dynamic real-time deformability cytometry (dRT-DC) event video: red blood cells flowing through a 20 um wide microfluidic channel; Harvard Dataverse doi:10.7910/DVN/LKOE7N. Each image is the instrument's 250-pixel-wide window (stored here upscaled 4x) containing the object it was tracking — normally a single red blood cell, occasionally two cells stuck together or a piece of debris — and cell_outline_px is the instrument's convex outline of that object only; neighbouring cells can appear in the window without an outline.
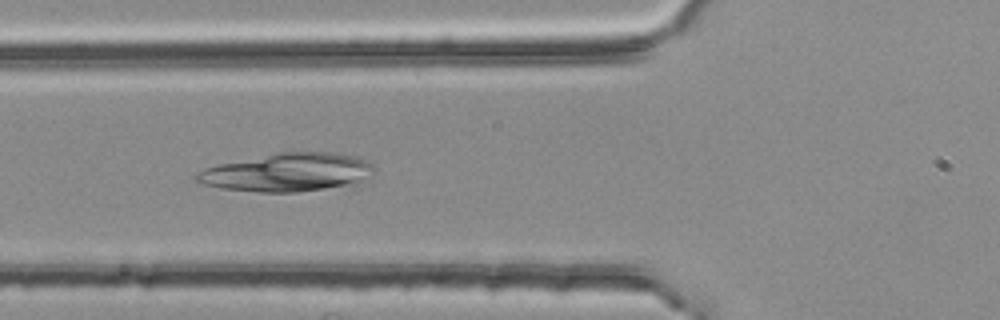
{"species": "common noctule bat (a hibernating species)", "species_latin": "Nyctalus noctula", "temperature_condition": "room temperature", "stored_images_in_passage": 6, "camera_frame_rate_fps": 3000, "um_per_image_px": 0.085, "animal": {"sex": "female", "body_mass_g": 25.1}, "frame": {"image": 1, "passage_image": 5, "time_ms": 1.333, "image_size_px": [1000, 320], "cell_outline_px": [[376, 168], [356, 184], [296, 192], [260, 192], [220, 188], [204, 184], [196, 180], [196, 172], [204, 168], [220, 164], [280, 152], [328, 152], [352, 156], [364, 160], [372, 164]], "centroid_in_image_um": [24.41, 14.65], "position_along_channel_um": 101.4, "area_um2": 39.02}}
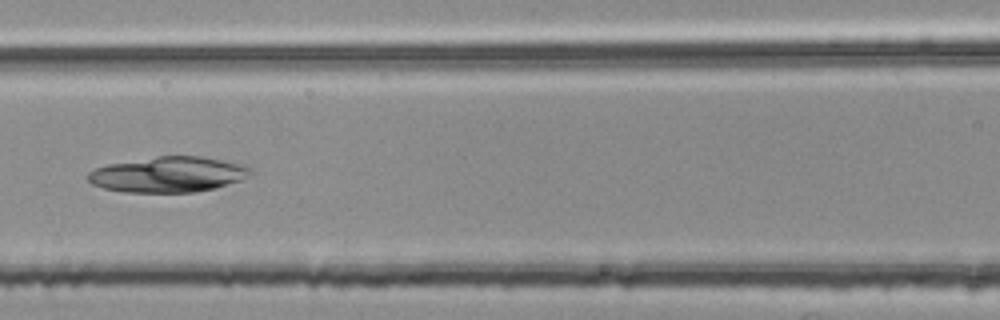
{"frame": {"image": 2, "passage_image": 6, "time_ms": 1.667, "image_size_px": [1000, 320], "cell_outline_px": [[252, 172], [244, 180], [216, 188], [196, 192], [124, 192], [104, 188], [92, 184], [88, 180], [88, 172], [96, 168], [108, 164], [156, 156], [200, 156], [244, 164], [252, 168]], "centroid_in_image_um": [14.35, 14.83], "position_along_channel_um": 152.3, "area_um2": 33.81}}